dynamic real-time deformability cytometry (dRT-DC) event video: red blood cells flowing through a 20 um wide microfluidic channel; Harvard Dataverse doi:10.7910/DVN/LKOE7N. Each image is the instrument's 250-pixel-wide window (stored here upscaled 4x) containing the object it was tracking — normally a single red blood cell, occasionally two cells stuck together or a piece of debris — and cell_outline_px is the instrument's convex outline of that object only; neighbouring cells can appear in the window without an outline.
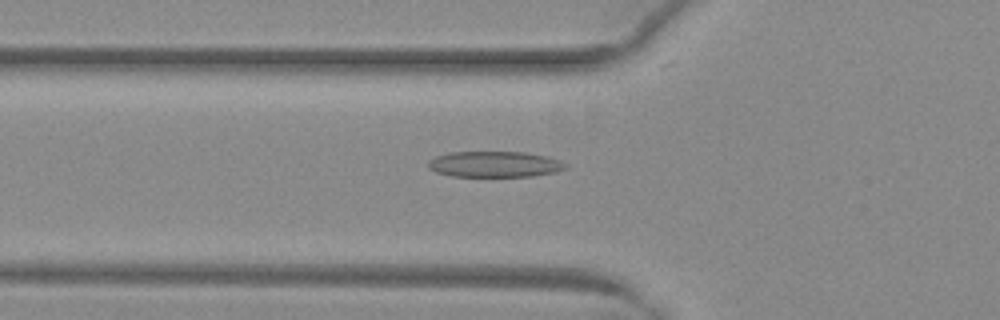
{"species": "common noctule bat (a hibernating species)", "species_latin": "Nyctalus noctula", "temperature_condition": "warm", "stored_images_in_passage": 38, "camera_frame_rate_fps": 3000, "um_per_image_px": 0.085, "animal": {"sex": "female", "body_mass_g": 29.2, "forearm_length_mm": 56.3}, "frame": {"image": 1, "passage_image": 8, "time_ms": 2.333, "image_size_px": [1000, 320], "cell_outline_px": [[568, 168], [556, 172], [532, 176], [452, 176], [436, 172], [428, 168], [428, 160], [436, 156], [452, 152], [524, 152], [548, 156], [560, 160], [568, 164]], "centroid_in_image_um": [42.08, 13.96], "position_along_channel_um": 83.7, "area_um2": 20.81}}
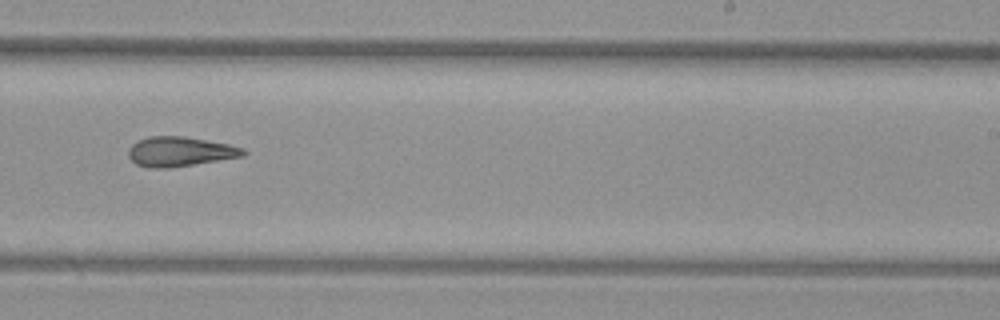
{"frame": {"image": 2, "passage_image": 22, "time_ms": 7.0, "image_size_px": [1000, 320], "cell_outline_px": [[248, 152], [244, 156], [168, 168], [148, 168], [136, 164], [128, 156], [128, 148], [136, 140], [148, 136], [184, 136], [228, 144], [244, 148]], "centroid_in_image_um": [15.27, 12.88], "position_along_channel_um": 273.7, "area_um2": 19.94}}
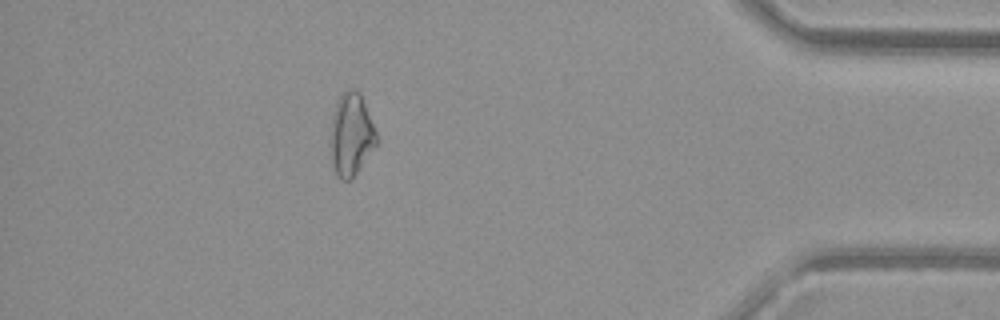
{"frame": {"image": 3, "passage_image": 35, "time_ms": 11.333, "image_size_px": [1000, 320], "cell_outline_px": [[376, 144], [352, 180], [340, 180], [336, 176], [328, 144], [328, 140], [332, 112], [340, 96], [348, 88], [356, 88], [360, 92], [376, 132]], "centroid_in_image_um": [29.79, 11.45], "position_along_channel_um": 405.4, "area_um2": 22.48}}